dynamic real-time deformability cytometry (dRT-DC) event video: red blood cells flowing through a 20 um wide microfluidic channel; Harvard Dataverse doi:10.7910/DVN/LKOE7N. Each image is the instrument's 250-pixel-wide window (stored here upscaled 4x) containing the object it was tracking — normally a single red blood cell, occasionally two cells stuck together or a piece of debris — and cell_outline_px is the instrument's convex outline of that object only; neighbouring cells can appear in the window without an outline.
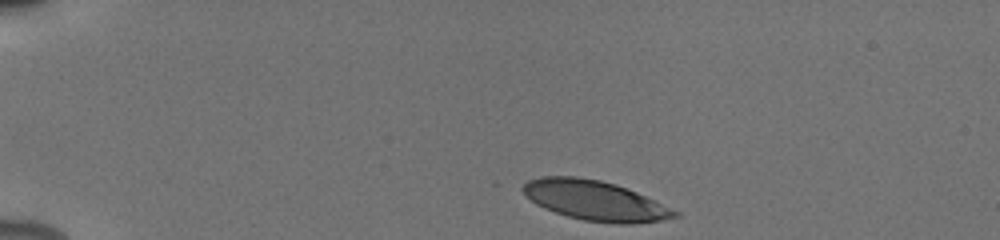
{"species": "human", "species_latin": "Homo sapiens", "temperature_condition": "cold", "stored_images_in_passage": 43, "camera_frame_rate_fps": 3000, "um_per_image_px": 0.085, "donor": {"sex": "male"}, "frame": {"image": 1, "passage_image": 1, "time_ms": 0.0, "image_size_px": [1000, 240], "cell_outline_px": [[680, 216], [660, 220], [628, 224], [616, 224], [584, 220], [568, 216], [544, 208], [536, 204], [520, 188], [528, 180], [540, 176], [576, 176], [600, 180], [616, 184], [636, 192], [680, 212]], "centroid_in_image_um": [50.57, 17.04], "position_along_channel_um": 34.4, "area_um2": 34.97}}
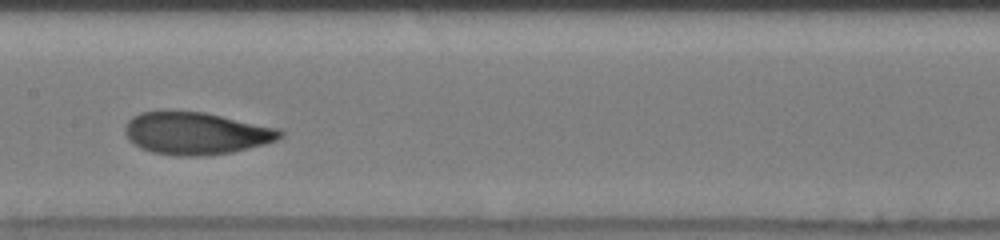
{"frame": {"image": 2, "passage_image": 19, "time_ms": 6.0, "image_size_px": [1000, 240], "cell_outline_px": [[284, 136], [276, 140], [264, 144], [232, 152], [200, 156], [176, 156], [152, 152], [140, 148], [128, 140], [124, 132], [128, 120], [132, 116], [140, 112], [160, 108], [204, 112], [280, 128], [284, 132]], "centroid_in_image_um": [16.62, 11.29], "position_along_channel_um": 190.8, "area_um2": 39.13}}
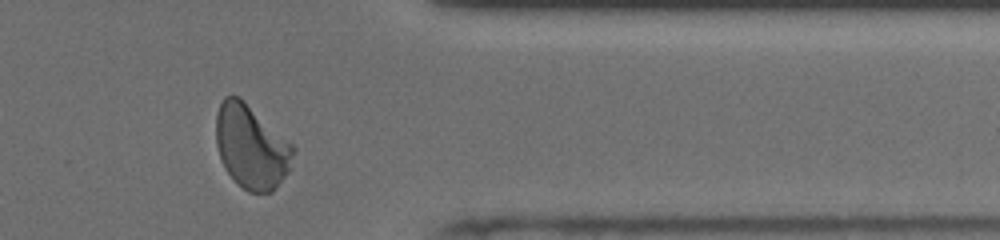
{"frame": {"image": 3, "passage_image": 35, "time_ms": 11.333, "image_size_px": [1000, 240], "cell_outline_px": [[296, 148], [292, 168], [276, 188], [272, 192], [248, 192], [224, 168], [220, 160], [216, 144], [216, 112], [224, 96], [240, 96], [292, 144]], "centroid_in_image_um": [21.38, 12.47], "position_along_channel_um": 390.0, "area_um2": 37.86}, "authors_computed_cell_mechanics": {"area_um2": 37.281, "velocity_mm_per_s": 3.8852, "shape_relaxation_time_tau1_ms": 3.8803, "shape_relaxation_time_tau2_ms": 1.0495, "deformation_change_tau1": 0.176, "deformation_change_tau2": 0.0741}}